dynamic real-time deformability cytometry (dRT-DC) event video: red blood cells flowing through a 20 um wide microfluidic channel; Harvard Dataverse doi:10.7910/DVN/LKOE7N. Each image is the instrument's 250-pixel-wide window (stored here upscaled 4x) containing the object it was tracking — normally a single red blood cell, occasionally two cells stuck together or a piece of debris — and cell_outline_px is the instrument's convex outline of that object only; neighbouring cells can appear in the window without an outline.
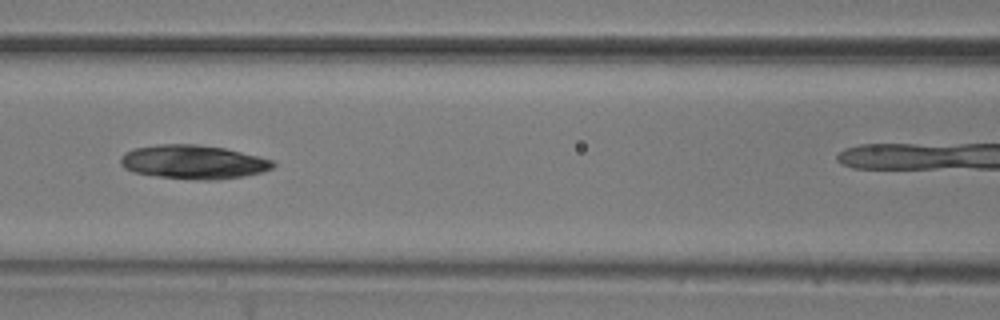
{"species": "common noctule bat (a hibernating species)", "species_latin": "Nyctalus noctula", "temperature_condition": "room temperature", "stored_images_in_passage": 6, "camera_frame_rate_fps": 3000, "um_per_image_px": 0.085, "animal": {"sex": "male", "body_mass_g": 20.5, "forearm_length_mm": 52.5}, "frame": {"image": 1, "passage_image": 5, "time_ms": 1.333, "image_size_px": [1000, 320], "cell_outline_px": [[276, 164], [272, 168], [260, 172], [244, 176], [216, 180], [196, 180], [156, 176], [132, 172], [124, 168], [120, 164], [120, 156], [124, 152], [136, 148], [160, 144], [196, 144], [224, 148], [272, 160]], "centroid_in_image_um": [16.38, 13.78], "position_along_channel_um": 150.2, "area_um2": 30.06}}